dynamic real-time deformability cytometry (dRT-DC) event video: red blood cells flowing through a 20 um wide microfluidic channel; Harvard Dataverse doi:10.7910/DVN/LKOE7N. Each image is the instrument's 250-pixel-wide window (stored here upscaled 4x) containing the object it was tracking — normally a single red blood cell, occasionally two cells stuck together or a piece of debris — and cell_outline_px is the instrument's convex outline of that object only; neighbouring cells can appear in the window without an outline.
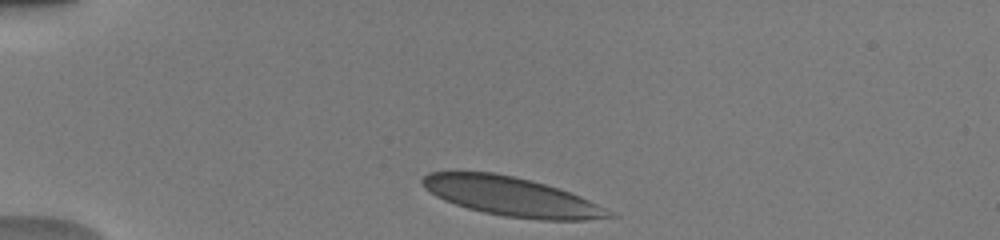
{"species": "human", "species_latin": "Homo sapiens", "temperature_condition": "warm", "stored_images_in_passage": 34, "camera_frame_rate_fps": 3000, "um_per_image_px": 0.085, "donor": {"sex": "male"}, "frame": {"image": 1, "passage_image": 1, "time_ms": 0.0, "image_size_px": [1000, 240], "cell_outline_px": [[620, 216], [584, 220], [544, 220], [504, 216], [484, 212], [468, 208], [444, 200], [436, 196], [424, 188], [420, 180], [428, 172], [496, 172], [544, 184], [580, 196]], "centroid_in_image_um": [43.45, 16.71], "position_along_channel_um": 41.6, "area_um2": 41.91}}
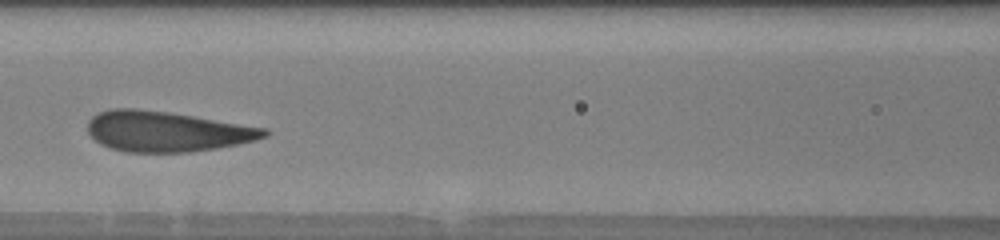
{"frame": {"image": 2, "passage_image": 18, "time_ms": 4.0, "image_size_px": [1000, 240], "cell_outline_px": [[272, 132], [268, 136], [256, 140], [216, 148], [188, 152], [128, 152], [108, 148], [100, 144], [88, 132], [88, 120], [92, 116], [100, 112], [112, 108], [132, 108], [168, 112], [268, 128]], "centroid_in_image_um": [14.18, 11.17], "position_along_channel_um": 152.4, "area_um2": 41.56}}
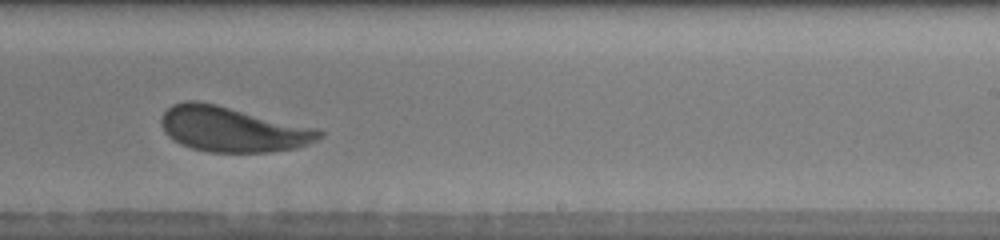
{"frame": {"image": 3, "passage_image": 24, "time_ms": 7.0, "image_size_px": [1000, 240], "cell_outline_px": [[324, 136], [308, 144], [296, 148], [268, 152], [208, 152], [192, 148], [180, 144], [168, 136], [164, 132], [160, 124], [160, 116], [172, 104], [184, 100], [196, 100], [216, 104], [320, 128], [324, 132]], "centroid_in_image_um": [19.77, 10.97], "position_along_channel_um": 269.2, "area_um2": 42.08}, "authors_computed_cell_mechanics": {"area_um2": 42.2229, "velocity_mm_per_s": 3.9, "shape_relaxation_time_tau1_ms": 2.4393, "shape_relaxation_time_tau2_ms": null, "deformation_change_tau1": 0.1198, "deformation_change_tau2": null}}